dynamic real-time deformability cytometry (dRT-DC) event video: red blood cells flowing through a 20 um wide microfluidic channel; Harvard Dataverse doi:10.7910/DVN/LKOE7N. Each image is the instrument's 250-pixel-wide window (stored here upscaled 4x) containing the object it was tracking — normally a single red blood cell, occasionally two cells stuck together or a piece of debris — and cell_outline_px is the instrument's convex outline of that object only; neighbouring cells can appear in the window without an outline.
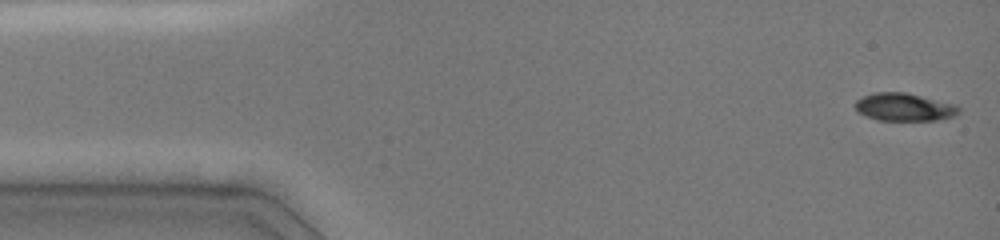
{"species": "common noctule bat (a hibernating species)", "species_latin": "Nyctalus noctula", "temperature_condition": "cold", "stored_images_in_passage": 34, "camera_frame_rate_fps": 3000, "um_per_image_px": 0.085, "animal": {"sex": "female", "body_mass_g": 19.0, "forearm_length_mm": 51.5}, "frame": {"image": 1, "passage_image": 1, "time_ms": 0.0, "image_size_px": [1000, 240], "cell_outline_px": [[960, 112], [956, 116], [936, 120], [876, 120], [856, 112], [856, 100], [864, 96], [876, 92], [904, 92], [956, 104], [960, 108]], "centroid_in_image_um": [76.88, 9.11], "position_along_channel_um": 8.1, "area_um2": 16.82}}
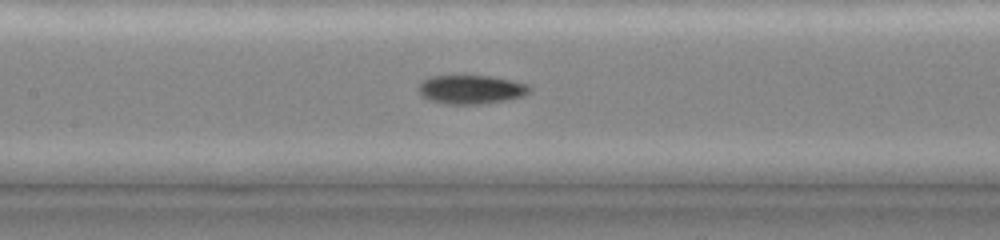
{"frame": {"image": 2, "passage_image": 16, "time_ms": 6.667, "image_size_px": [1000, 240], "cell_outline_px": [[532, 88], [524, 96], [508, 100], [480, 104], [444, 104], [420, 96], [416, 88], [420, 80], [432, 76], [492, 76], [512, 80], [528, 84]], "centroid_in_image_um": [40.01, 7.6], "position_along_channel_um": 167.4, "area_um2": 18.96}}
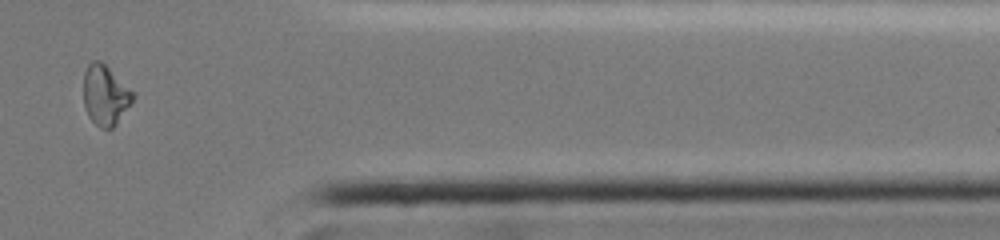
{"frame": {"image": 3, "passage_image": 31, "time_ms": 12.667, "image_size_px": [1000, 240], "cell_outline_px": [[136, 96], [116, 124], [112, 128], [100, 128], [88, 116], [84, 108], [84, 72], [88, 64], [92, 60], [100, 60]], "centroid_in_image_um": [8.91, 8.1], "position_along_channel_um": 402.5, "area_um2": 16.94}, "authors_computed_cell_mechanics": {"area_um2": 17.4845, "velocity_mm_per_s": 4.1007, "shape_relaxation_time_tau1_ms": null, "shape_relaxation_time_tau2_ms": 2.8441, "deformation_change_tau1": null, "deformation_change_tau2": 0.0698}}